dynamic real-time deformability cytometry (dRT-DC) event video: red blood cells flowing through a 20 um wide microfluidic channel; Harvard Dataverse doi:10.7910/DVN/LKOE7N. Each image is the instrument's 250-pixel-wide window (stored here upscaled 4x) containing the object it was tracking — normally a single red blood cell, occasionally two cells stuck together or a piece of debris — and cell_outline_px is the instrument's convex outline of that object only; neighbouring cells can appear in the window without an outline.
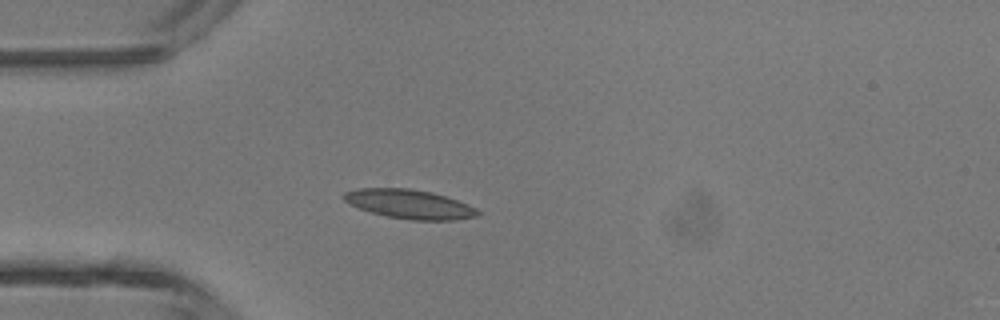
{"species": "common noctule bat (a hibernating species)", "species_latin": "Nyctalus noctula", "temperature_condition": "room temperature", "stored_images_in_passage": 3, "camera_frame_rate_fps": 3000, "um_per_image_px": 0.085, "animal": {"sex": "male", "body_mass_g": 13.3}, "frame": {"image": 1, "passage_image": 3, "time_ms": 0.667, "image_size_px": [1000, 320], "cell_outline_px": [[480, 216], [456, 220], [412, 220], [388, 216], [372, 212], [348, 204], [340, 196], [344, 192], [360, 188], [408, 188], [432, 192], [468, 204], [476, 208], [480, 212]], "centroid_in_image_um": [34.8, 17.35], "position_along_channel_um": 50.2, "area_um2": 22.72}}